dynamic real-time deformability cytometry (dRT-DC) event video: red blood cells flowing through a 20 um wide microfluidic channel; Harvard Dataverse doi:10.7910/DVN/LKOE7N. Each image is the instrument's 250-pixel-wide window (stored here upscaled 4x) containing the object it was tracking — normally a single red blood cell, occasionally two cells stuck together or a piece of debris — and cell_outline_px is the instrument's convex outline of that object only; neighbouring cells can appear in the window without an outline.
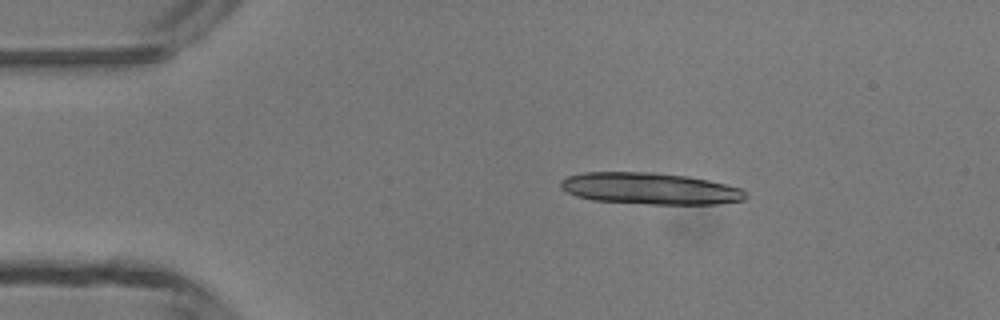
{"species": "common noctule bat (a hibernating species)", "species_latin": "Nyctalus noctula", "temperature_condition": "room temperature", "stored_images_in_passage": 6, "camera_frame_rate_fps": 3000, "um_per_image_px": 0.085, "animal": {"sex": "male", "body_mass_g": 13.3}, "frame": {"image": 1, "passage_image": 3, "time_ms": 2.333, "image_size_px": [1000, 320], "cell_outline_px": [[748, 196], [744, 200], [716, 204], [648, 204], [592, 200], [576, 196], [560, 188], [560, 180], [568, 176], [584, 172], [652, 172], [688, 176], [708, 180], [740, 188]], "centroid_in_image_um": [55.22, 16.02], "position_along_channel_um": 29.8, "area_um2": 34.1}}
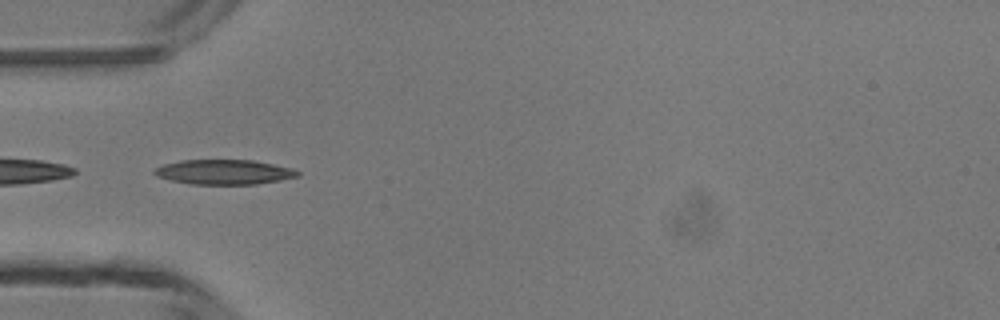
{"frame": {"image": 2, "passage_image": 5, "time_ms": 4.667, "image_size_px": [1000, 320], "cell_outline_px": [[300, 176], [280, 180], [256, 184], [192, 184], [172, 180], [156, 176], [152, 172], [156, 168], [164, 164], [180, 160], [252, 160], [292, 168], [300, 172]], "centroid_in_image_um": [19.05, 14.62], "position_along_channel_um": 66.0, "area_um2": 20.58}}
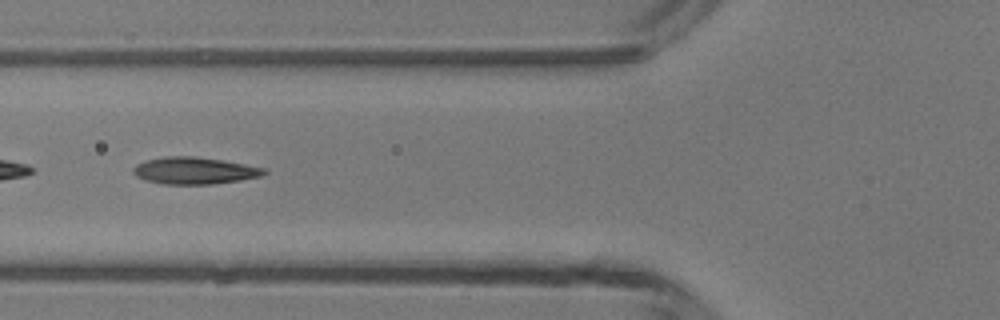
{"frame": {"image": 3, "passage_image": 6, "time_ms": 5.667, "image_size_px": [1000, 320], "cell_outline_px": [[268, 172], [260, 176], [240, 180], [212, 184], [164, 184], [144, 180], [136, 176], [132, 172], [132, 168], [136, 164], [148, 160], [164, 156], [196, 156], [224, 160], [264, 168]], "centroid_in_image_um": [16.5, 14.5], "position_along_channel_um": 109.3, "area_um2": 20.58}}